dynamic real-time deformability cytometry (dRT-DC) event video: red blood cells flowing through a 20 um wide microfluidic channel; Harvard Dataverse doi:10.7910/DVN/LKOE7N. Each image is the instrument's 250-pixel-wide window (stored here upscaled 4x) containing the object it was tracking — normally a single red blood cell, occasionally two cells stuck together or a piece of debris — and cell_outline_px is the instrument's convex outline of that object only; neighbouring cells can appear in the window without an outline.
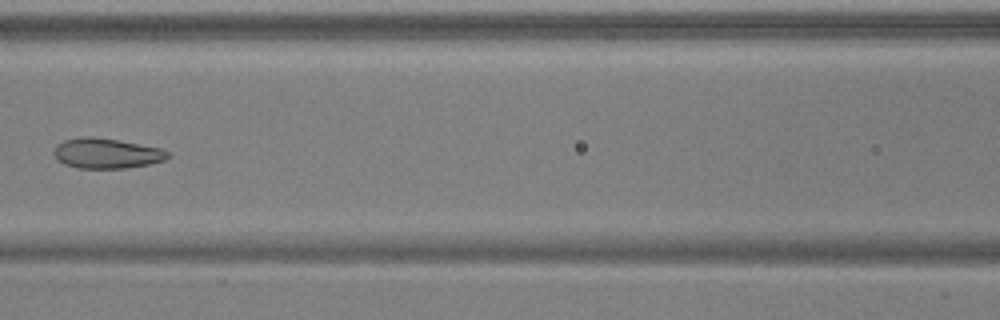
{"species": "common noctule bat (a hibernating species)", "species_latin": "Nyctalus noctula", "temperature_condition": "warm", "stored_images_in_passage": 6, "camera_frame_rate_fps": 3000, "um_per_image_px": 0.085, "animal": {"sex": "male", "body_mass_g": 17.9, "forearm_length_mm": 54.2}, "frame": {"image": 1, "passage_image": 6, "time_ms": 1.667, "image_size_px": [1000, 320], "cell_outline_px": [[172, 156], [164, 160], [148, 164], [124, 168], [76, 168], [64, 164], [56, 160], [52, 152], [56, 144], [64, 140], [88, 136], [120, 140], [160, 148], [168, 152]], "centroid_in_image_um": [9.02, 13.03], "position_along_channel_um": 157.6, "area_um2": 20.11}}